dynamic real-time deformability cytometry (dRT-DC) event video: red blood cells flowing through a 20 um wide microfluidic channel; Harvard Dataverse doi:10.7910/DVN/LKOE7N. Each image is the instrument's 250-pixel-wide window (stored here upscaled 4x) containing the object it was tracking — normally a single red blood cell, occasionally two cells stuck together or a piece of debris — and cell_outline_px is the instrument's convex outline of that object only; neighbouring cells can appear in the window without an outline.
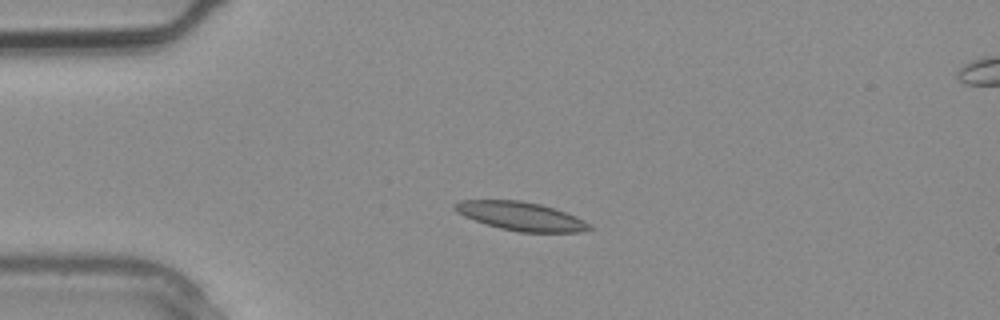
{"species": "common noctule bat (a hibernating species)", "species_latin": "Nyctalus noctula", "temperature_condition": "warm", "stored_images_in_passage": 1, "camera_frame_rate_fps": 3000, "um_per_image_px": 0.085, "animal": {"sex": "male", "body_mass_g": 20.4}, "frame": {"image": 1, "passage_image": 1, "time_ms": 0.0, "image_size_px": [1000, 320], "cell_outline_px": [[592, 228], [580, 232], [520, 232], [500, 228], [464, 216], [456, 212], [452, 208], [452, 204], [460, 200], [520, 200], [540, 204], [576, 216], [592, 224]], "centroid_in_image_um": [44.26, 18.37], "position_along_channel_um": 40.7, "area_um2": 22.31}}